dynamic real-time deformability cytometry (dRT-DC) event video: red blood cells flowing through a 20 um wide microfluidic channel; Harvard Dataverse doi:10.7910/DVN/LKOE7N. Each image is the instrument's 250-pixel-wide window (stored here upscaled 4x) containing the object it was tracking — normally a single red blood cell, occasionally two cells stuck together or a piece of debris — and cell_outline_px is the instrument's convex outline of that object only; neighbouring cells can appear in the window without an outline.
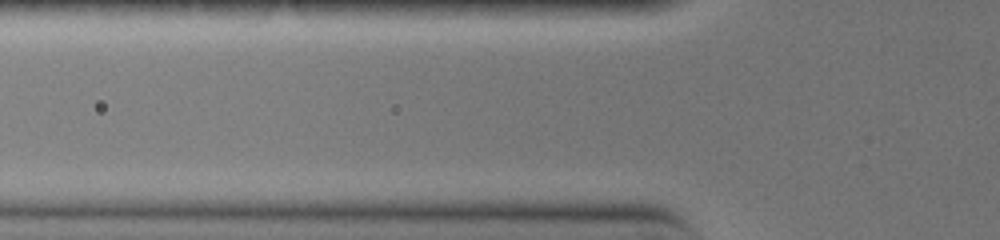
{"species": "common noctule bat (a hibernating species)", "species_latin": "Nyctalus noctula", "temperature_condition": "warm", "stored_images_in_passage": 4, "camera_frame_rate_fps": 3000, "um_per_image_px": 0.085, "animal": {"sex": "female", "body_mass_g": 19.0, "forearm_length_mm": 51.5}, "frame": {"image": 1, "passage_image": 4, "time_ms": 1.0, "image_size_px": [1000, 240], "cell_outline_px": [[640, 164], [624, 168], [512, 168], [504, 164], [500, 160], [508, 156], [600, 156], [640, 160]], "centroid_in_image_um": [48.29, 13.78], "position_along_channel_um": 77.5, "area_um2": 10.92}}